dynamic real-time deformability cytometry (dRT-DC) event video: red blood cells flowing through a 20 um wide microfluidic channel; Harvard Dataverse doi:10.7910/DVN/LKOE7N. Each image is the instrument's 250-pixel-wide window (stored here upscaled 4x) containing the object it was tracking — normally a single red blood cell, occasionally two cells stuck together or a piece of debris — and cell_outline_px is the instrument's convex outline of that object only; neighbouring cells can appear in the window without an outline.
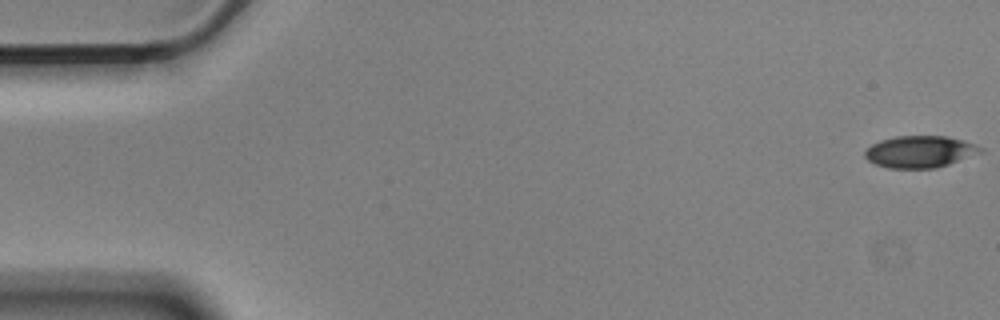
{"species": "Egyptian fruit bat (a non-hibernating species)", "species_latin": "Rousettus aegyptiacus", "temperature_condition": "cold", "stored_images_in_passage": 56, "camera_frame_rate_fps": 3000, "um_per_image_px": 0.085, "animal": {"sex": "male"}, "frame": {"image": 1, "passage_image": 1, "time_ms": 0.0, "image_size_px": [1000, 320], "cell_outline_px": [[984, 152], [936, 168], [888, 168], [876, 164], [868, 160], [864, 156], [864, 152], [872, 144], [880, 140], [896, 136], [948, 136], [984, 148]], "centroid_in_image_um": [78.18, 12.89], "position_along_channel_um": 6.8, "area_um2": 21.33}}
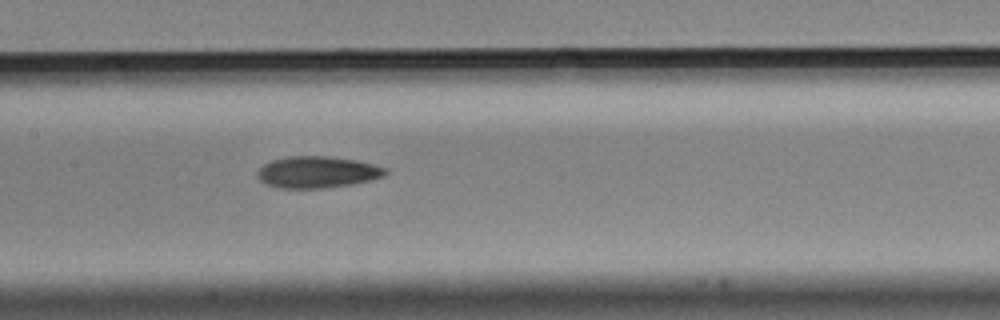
{"frame": {"image": 2, "passage_image": 27, "time_ms": 8.667, "image_size_px": [1000, 320], "cell_outline_px": [[388, 172], [384, 176], [352, 184], [324, 188], [276, 188], [260, 180], [256, 176], [256, 172], [264, 164], [272, 160], [288, 156], [324, 156], [356, 160], [388, 168]], "centroid_in_image_um": [26.95, 14.63], "position_along_channel_um": 180.4, "area_um2": 23.52}}
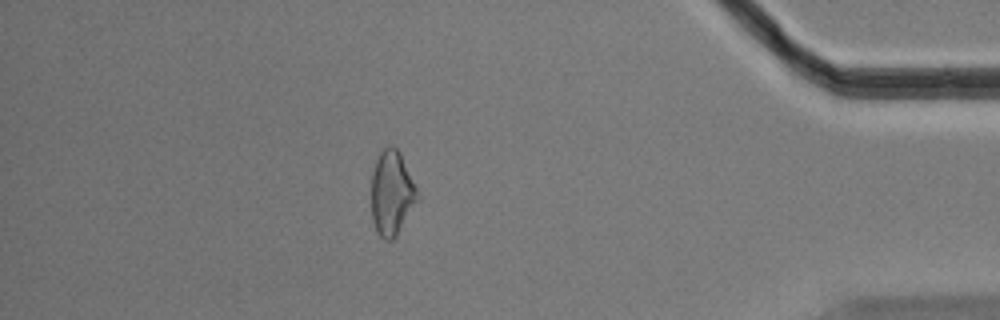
{"frame": {"image": 3, "passage_image": 49, "time_ms": 16.0, "image_size_px": [1000, 320], "cell_outline_px": [[420, 196], [396, 236], [392, 240], [384, 240], [376, 232], [372, 220], [372, 172], [376, 160], [380, 152], [388, 144], [392, 144], [400, 152]], "centroid_in_image_um": [33.29, 16.4], "position_along_channel_um": 401.9, "area_um2": 22.66}, "authors_computed_cell_mechanics": {"area_um2": 22.7732, "velocity_mm_per_s": 3.5925, "shape_relaxation_time_tau1_ms": 5.449, "shape_relaxation_time_tau2_ms": null, "deformation_change_tau1": 0.1285, "deformation_change_tau2": null}}